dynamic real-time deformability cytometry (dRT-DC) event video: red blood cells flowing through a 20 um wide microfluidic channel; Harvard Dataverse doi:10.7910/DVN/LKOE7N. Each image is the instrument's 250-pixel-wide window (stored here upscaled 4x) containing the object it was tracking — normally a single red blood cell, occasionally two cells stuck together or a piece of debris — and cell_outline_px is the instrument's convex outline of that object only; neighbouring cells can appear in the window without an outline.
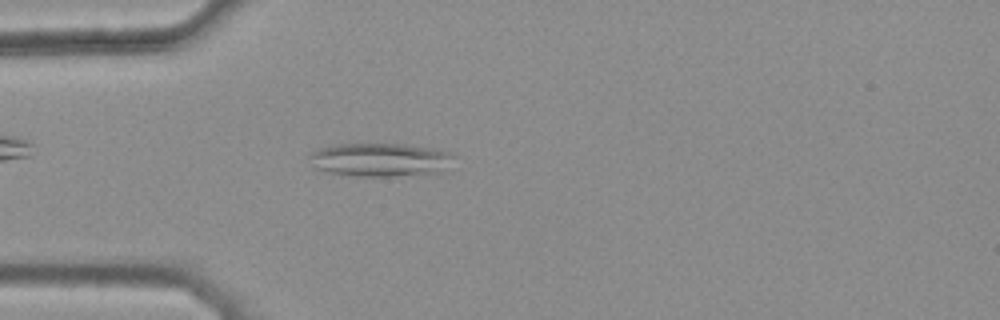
{"species": "common noctule bat (a hibernating species)", "species_latin": "Nyctalus noctula", "temperature_condition": "warm", "stored_images_in_passage": 45, "camera_frame_rate_fps": 3000, "um_per_image_px": 0.085, "animal": {"sex": "female", "body_mass_g": 25.1}, "frame": {"image": 1, "passage_image": 14, "time_ms": 4.333, "image_size_px": [1000, 320], "cell_outline_px": [[456, 156], [440, 172], [392, 176], [356, 176], [324, 172], [312, 168], [312, 152], [320, 148], [332, 144], [404, 144], [432, 148], [452, 152]], "centroid_in_image_um": [32.29, 13.57], "position_along_channel_um": 52.7, "area_um2": 28.15}}
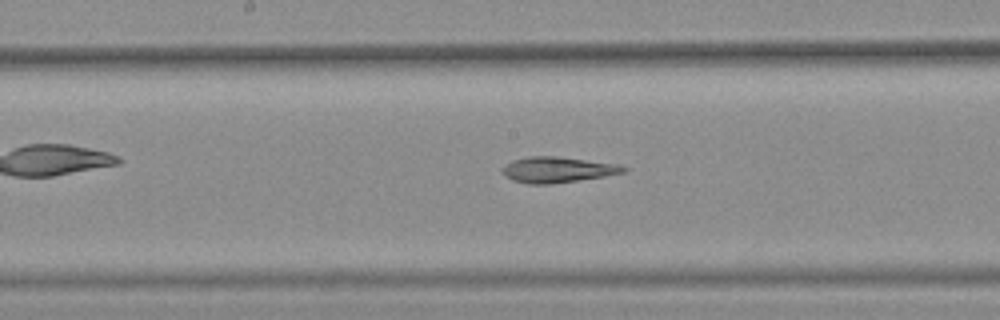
{"frame": {"image": 2, "passage_image": 26, "time_ms": 8.333, "image_size_px": [1000, 320], "cell_outline_px": [[628, 172], [604, 176], [552, 184], [528, 184], [512, 180], [504, 176], [504, 168], [512, 160], [528, 156], [556, 156], [616, 164], [628, 168]], "centroid_in_image_um": [47.4, 14.43], "position_along_channel_um": 200.8, "area_um2": 17.98}}
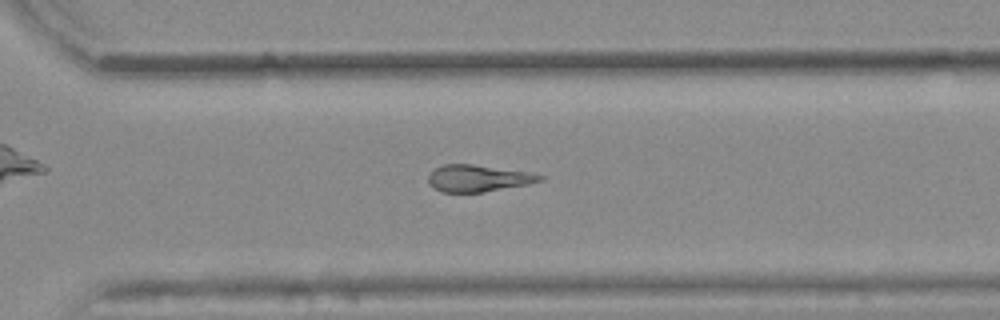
{"frame": {"image": 3, "passage_image": 36, "time_ms": 11.667, "image_size_px": [1000, 320], "cell_outline_px": [[544, 180], [528, 184], [484, 192], [444, 192], [428, 184], [428, 176], [432, 168], [444, 164], [472, 164], [528, 172], [544, 176]], "centroid_in_image_um": [40.61, 15.15], "position_along_channel_um": 330.0, "area_um2": 17.4}, "authors_computed_cell_mechanics": {"area_um2": 18.496, "velocity_mm_per_s": 3.8733, "shape_relaxation_time_tau1_ms": null, "shape_relaxation_time_tau2_ms": 4.0898, "deformation_change_tau1": null, "deformation_change_tau2": 0.1431}}